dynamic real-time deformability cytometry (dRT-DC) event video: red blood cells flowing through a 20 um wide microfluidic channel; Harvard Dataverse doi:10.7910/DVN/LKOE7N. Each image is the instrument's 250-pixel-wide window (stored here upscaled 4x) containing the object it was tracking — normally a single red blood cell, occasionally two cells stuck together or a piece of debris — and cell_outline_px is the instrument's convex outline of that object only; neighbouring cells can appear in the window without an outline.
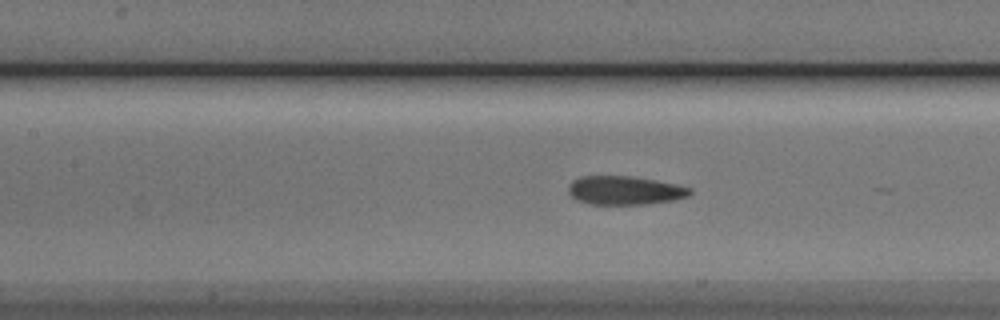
{"species": "Egyptian fruit bat (a non-hibernating species)", "species_latin": "Rousettus aegyptiacus", "temperature_condition": "cold", "stored_images_in_passage": 54, "camera_frame_rate_fps": 3000, "um_per_image_px": 0.085, "animal": {"sex": "male"}, "frame": {"image": 1, "passage_image": 24, "time_ms": 7.667, "image_size_px": [1000, 320], "cell_outline_px": [[692, 192], [688, 196], [676, 200], [648, 204], [588, 204], [576, 200], [568, 192], [568, 184], [572, 180], [580, 176], [632, 176], [656, 180], [676, 184], [692, 188]], "centroid_in_image_um": [53.1, 16.18], "position_along_channel_um": 154.3, "area_um2": 20.58}}
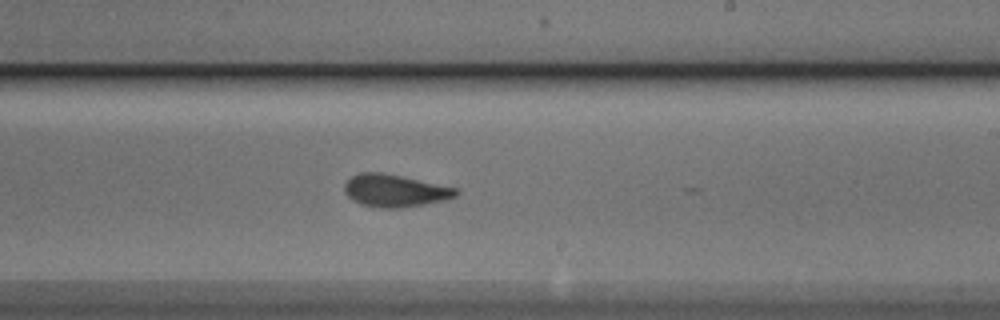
{"frame": {"image": 2, "passage_image": 32, "time_ms": 10.333, "image_size_px": [1000, 320], "cell_outline_px": [[460, 192], [456, 196], [444, 200], [424, 204], [400, 208], [380, 208], [360, 204], [352, 200], [344, 192], [344, 184], [352, 176], [360, 172], [380, 172], [460, 188]], "centroid_in_image_um": [33.57, 16.21], "position_along_channel_um": 255.4, "area_um2": 21.15}}
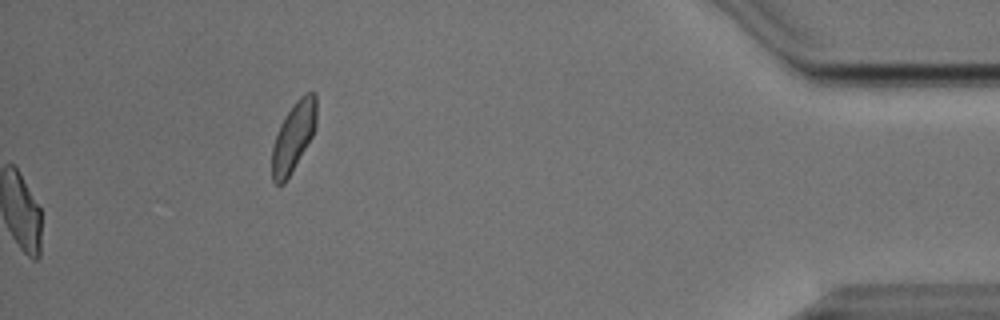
{"frame": {"image": 3, "passage_image": 54, "time_ms": 17.667, "image_size_px": [1000, 320], "cell_outline_px": [[316, 128], [312, 136], [284, 184], [276, 184], [272, 180], [272, 148], [280, 124], [284, 116], [296, 100], [304, 92], [316, 92]], "centroid_in_image_um": [24.95, 11.58], "position_along_channel_um": 410.3, "area_um2": 17.86}, "authors_computed_cell_mechanics": {"area_um2": 20.3456, "velocity_mm_per_s": 3.8061, "shape_relaxation_time_tau1_ms": 3.7607, "shape_relaxation_time_tau2_ms": 1.2936, "deformation_change_tau1": 0.1553, "deformation_change_tau2": 0.0803}}